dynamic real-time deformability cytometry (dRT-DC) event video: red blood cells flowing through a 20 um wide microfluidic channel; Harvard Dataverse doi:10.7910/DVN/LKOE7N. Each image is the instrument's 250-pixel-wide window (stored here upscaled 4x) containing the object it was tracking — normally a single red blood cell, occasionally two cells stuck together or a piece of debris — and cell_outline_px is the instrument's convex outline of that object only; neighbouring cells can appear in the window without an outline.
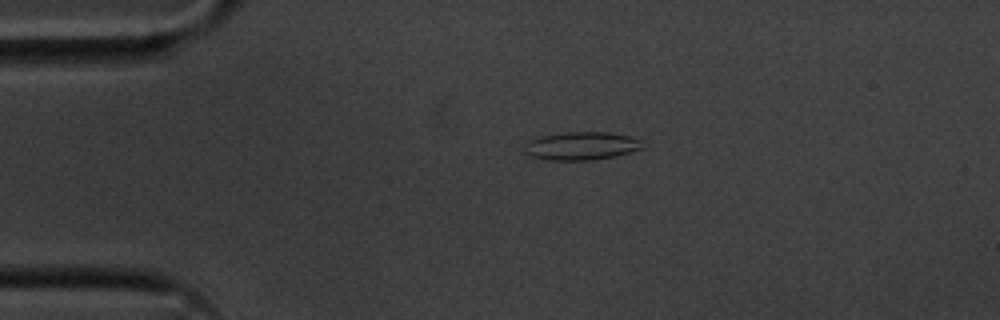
{"species": "common noctule bat (a hibernating species)", "species_latin": "Nyctalus noctula", "temperature_condition": "cold", "stored_images_in_passage": 44, "camera_frame_rate_fps": 3000, "um_per_image_px": 0.085, "animal": {"sex": "male", "body_mass_g": 20.1, "forearm_length_mm": 53.5}, "frame": {"image": 1, "passage_image": 1, "time_ms": 0.0, "image_size_px": [1000, 320], "cell_outline_px": [[644, 148], [616, 156], [592, 160], [544, 160], [532, 156], [524, 152], [524, 144], [528, 140], [540, 136], [564, 132], [608, 132], [628, 136], [640, 140]], "centroid_in_image_um": [49.38, 12.4], "position_along_channel_um": 35.6, "area_um2": 19.48}}
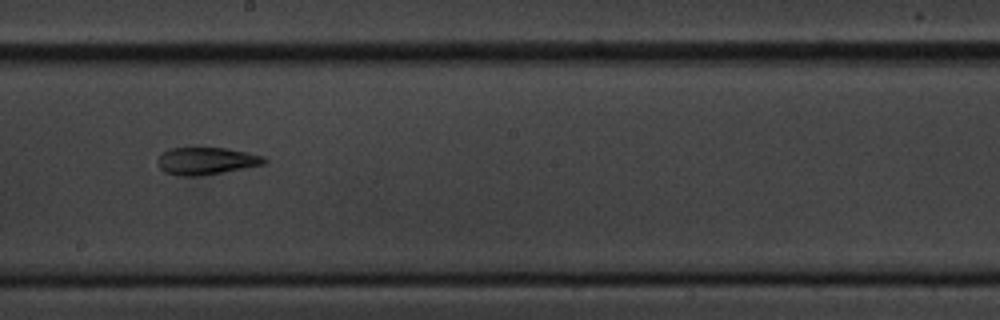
{"frame": {"image": 2, "passage_image": 20, "time_ms": 6.333, "image_size_px": [1000, 320], "cell_outline_px": [[268, 160], [264, 164], [224, 172], [196, 176], [180, 176], [164, 172], [156, 164], [156, 160], [168, 148], [224, 148], [248, 152], [264, 156]], "centroid_in_image_um": [17.52, 13.68], "position_along_channel_um": 230.7, "area_um2": 16.99}}
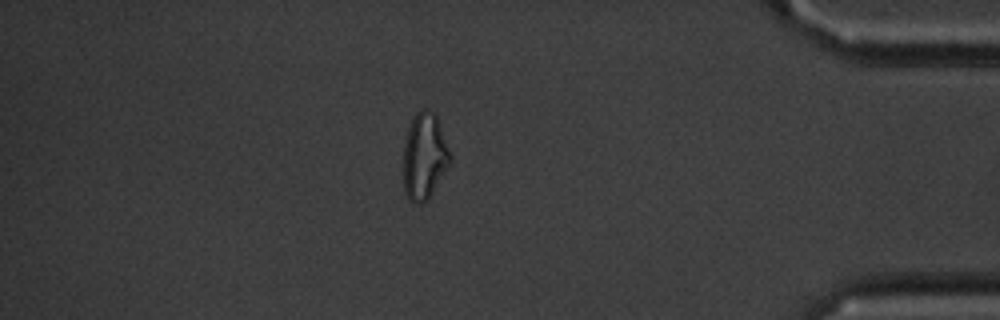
{"frame": {"image": 3, "passage_image": 37, "time_ms": 12.0, "image_size_px": [1000, 320], "cell_outline_px": [[452, 160], [428, 200], [420, 204], [412, 204], [408, 200], [404, 192], [404, 144], [408, 128], [412, 116], [420, 108], [428, 108], [436, 116], [452, 156]], "centroid_in_image_um": [36.07, 13.3], "position_along_channel_um": 399.1, "area_um2": 23.81}, "authors_computed_cell_mechanics": {"area_um2": 17.7735, "velocity_mm_per_s": 3.6122, "shape_relaxation_time_tau1_ms": null, "shape_relaxation_time_tau2_ms": 6.6053, "deformation_change_tau1": null, "deformation_change_tau2": 0.1734}}